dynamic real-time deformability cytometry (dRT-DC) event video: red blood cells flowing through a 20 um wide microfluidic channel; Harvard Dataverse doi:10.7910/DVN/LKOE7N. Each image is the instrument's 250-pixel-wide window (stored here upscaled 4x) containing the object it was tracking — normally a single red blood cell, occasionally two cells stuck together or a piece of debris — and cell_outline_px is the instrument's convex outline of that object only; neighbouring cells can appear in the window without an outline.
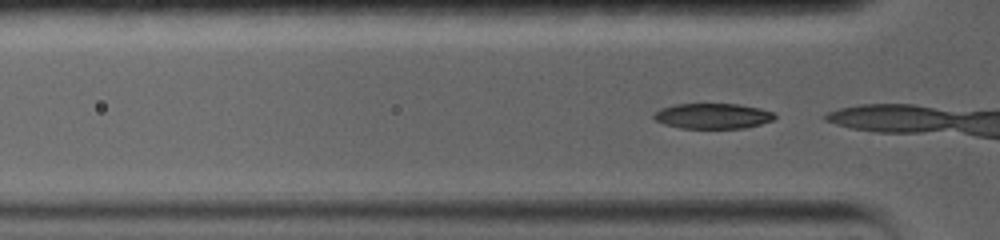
{"species": "common noctule bat (a hibernating species)", "species_latin": "Nyctalus noctula", "temperature_condition": "warm", "stored_images_in_passage": 6, "camera_frame_rate_fps": 5000, "um_per_image_px": 0.085, "animal": {"sex": "female", "body_mass_g": 19.0, "forearm_length_mm": 56.7}, "frame": {"image": 1, "passage_image": 3, "time_ms": 0.2, "image_size_px": [1000, 240], "cell_outline_px": [[776, 116], [772, 120], [760, 124], [744, 128], [680, 128], [664, 124], [656, 120], [652, 116], [660, 108], [676, 104], [740, 104], [760, 108], [776, 112]], "centroid_in_image_um": [60.6, 9.85], "position_along_channel_um": 65.2, "area_um2": 17.92}}